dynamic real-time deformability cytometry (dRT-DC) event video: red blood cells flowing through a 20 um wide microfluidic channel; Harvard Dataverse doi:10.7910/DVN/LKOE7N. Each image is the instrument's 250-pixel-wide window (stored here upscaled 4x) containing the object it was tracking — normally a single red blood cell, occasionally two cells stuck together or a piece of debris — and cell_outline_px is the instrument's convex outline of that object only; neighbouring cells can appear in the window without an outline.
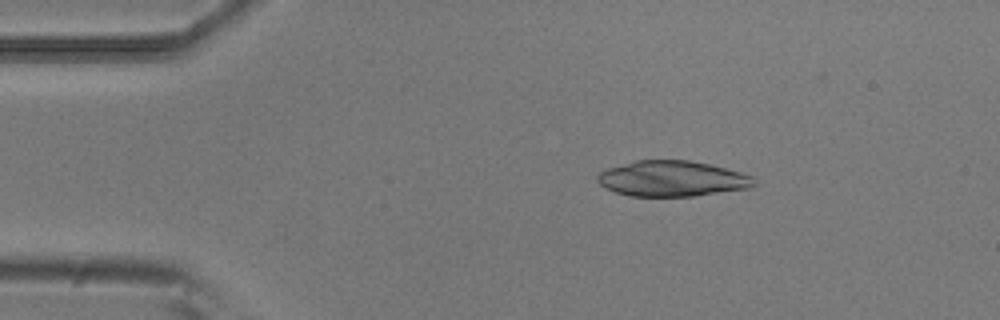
{"species": "common noctule bat (a hibernating species)", "species_latin": "Nyctalus noctula", "temperature_condition": "room temperature", "stored_images_in_passage": 4, "camera_frame_rate_fps": 3000, "um_per_image_px": 0.085, "animal": {"sex": "male", "body_mass_g": 20.5, "forearm_length_mm": 52.5}, "frame": {"image": 1, "passage_image": 2, "time_ms": 0.333, "image_size_px": [1000, 320], "cell_outline_px": [[756, 184], [752, 188], [696, 196], [632, 196], [616, 192], [604, 188], [596, 180], [596, 176], [600, 172], [608, 168], [636, 160], [688, 160], [708, 164], [740, 172], [752, 176], [756, 180]], "centroid_in_image_um": [57.14, 15.19], "position_along_channel_um": 27.9, "area_um2": 32.6}}